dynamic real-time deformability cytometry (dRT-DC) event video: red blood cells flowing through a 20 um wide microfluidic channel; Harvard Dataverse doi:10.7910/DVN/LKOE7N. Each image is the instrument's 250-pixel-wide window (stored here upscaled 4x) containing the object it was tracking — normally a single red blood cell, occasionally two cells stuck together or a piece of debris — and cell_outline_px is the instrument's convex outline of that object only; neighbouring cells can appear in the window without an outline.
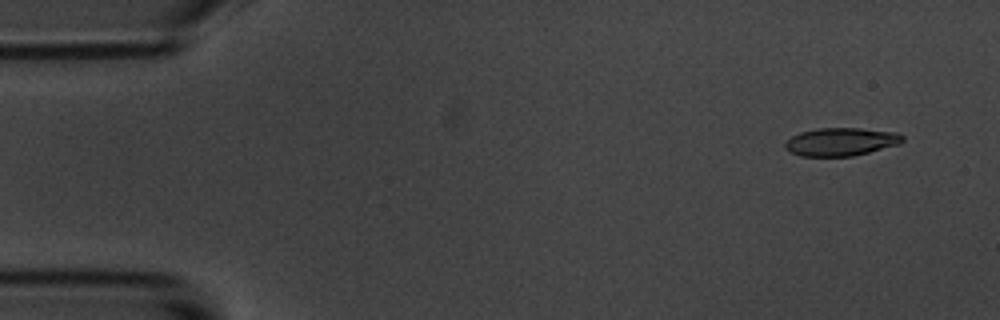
{"species": "common noctule bat (a hibernating species)", "species_latin": "Nyctalus noctula", "temperature_condition": "room temperature", "stored_images_in_passage": 6, "camera_frame_rate_fps": 3000, "um_per_image_px": 0.085, "animal": {"sex": "male", "body_mass_g": 20.1, "forearm_length_mm": 53.5}, "frame": {"image": 1, "passage_image": 1, "time_ms": 0.0, "image_size_px": [1000, 320], "cell_outline_px": [[904, 140], [900, 144], [852, 156], [800, 156], [784, 148], [784, 144], [792, 136], [800, 132], [820, 128], [860, 128], [900, 132], [904, 136]], "centroid_in_image_um": [71.52, 12.04], "position_along_channel_um": 13.5, "area_um2": 19.25}}
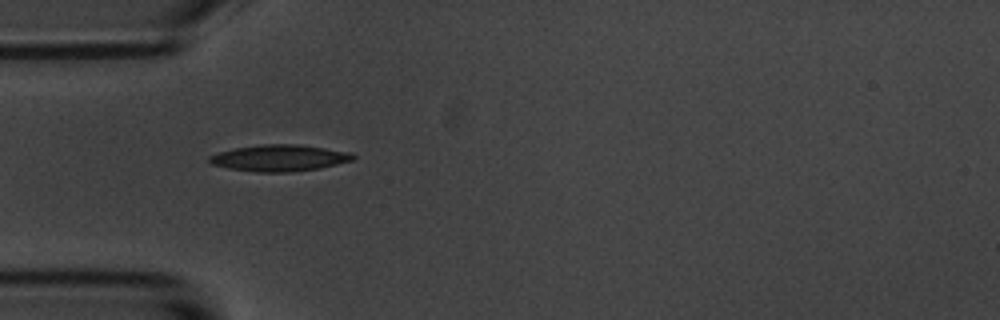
{"frame": {"image": 2, "passage_image": 5, "time_ms": 4.333, "image_size_px": [1000, 320], "cell_outline_px": [[356, 156], [352, 160], [320, 168], [288, 172], [256, 172], [228, 168], [212, 164], [208, 160], [208, 156], [220, 152], [236, 148], [260, 144], [296, 144], [352, 152]], "centroid_in_image_um": [23.75, 13.43], "position_along_channel_um": 61.3, "area_um2": 22.02}}